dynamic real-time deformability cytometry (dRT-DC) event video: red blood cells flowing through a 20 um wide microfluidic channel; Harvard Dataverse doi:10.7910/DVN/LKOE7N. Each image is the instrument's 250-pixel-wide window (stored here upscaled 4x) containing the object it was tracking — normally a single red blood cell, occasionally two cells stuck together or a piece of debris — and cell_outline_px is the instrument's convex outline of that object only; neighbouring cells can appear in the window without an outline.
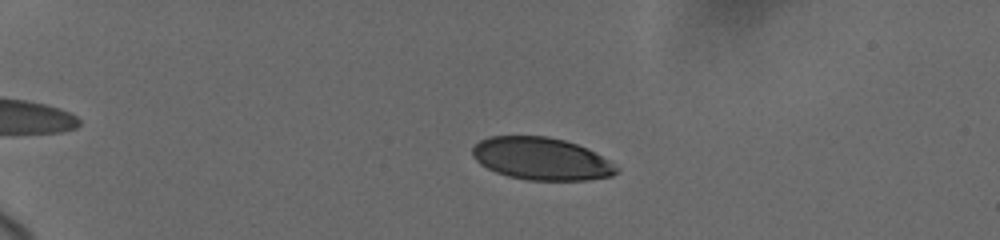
{"species": "human", "species_latin": "Homo sapiens", "temperature_condition": "cold", "stored_images_in_passage": 53, "camera_frame_rate_fps": 3000, "um_per_image_px": 0.085, "donor": {"sex": "female"}, "frame": {"image": 1, "passage_image": 10, "time_ms": 3.333, "image_size_px": [1000, 240], "cell_outline_px": [[620, 168], [612, 176], [588, 180], [528, 180], [508, 176], [496, 172], [480, 164], [472, 156], [472, 148], [480, 140], [488, 136], [548, 136], [564, 140], [576, 144], [596, 152]], "centroid_in_image_um": [46.01, 13.49], "position_along_channel_um": 39.0, "area_um2": 35.66}}
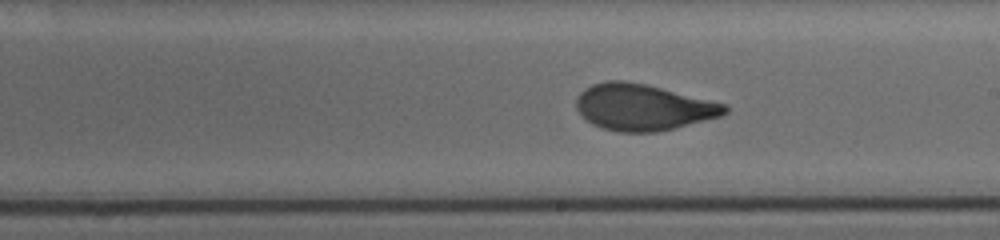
{"frame": {"image": 2, "passage_image": 31, "time_ms": 10.667, "image_size_px": [1000, 240], "cell_outline_px": [[728, 112], [724, 116], [656, 132], [620, 132], [600, 128], [592, 124], [580, 116], [576, 108], [576, 96], [584, 88], [592, 84], [608, 80], [624, 80], [644, 84], [728, 104]], "centroid_in_image_um": [54.64, 9.12], "position_along_channel_um": 234.4, "area_um2": 40.34}}
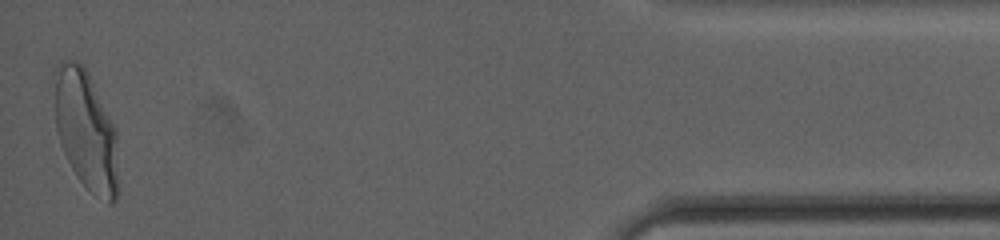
{"frame": {"image": 3, "passage_image": 52, "time_ms": 17.667, "image_size_px": [1000, 240], "cell_outline_px": [[120, 188], [116, 200], [112, 204], [108, 204], [92, 192], [76, 176], [60, 144], [56, 128], [52, 72], [60, 60], [76, 60], [84, 64], [116, 128]], "centroid_in_image_um": [7.31, 11.05], "position_along_channel_um": 427.9, "area_um2": 45.72}, "authors_computed_cell_mechanics": {"area_um2": 39.7664, "velocity_mm_per_s": 3.6808, "shape_relaxation_time_tau1_ms": 4.7957, "shape_relaxation_time_tau2_ms": null, "deformation_change_tau1": 0.1775, "deformation_change_tau2": null}}